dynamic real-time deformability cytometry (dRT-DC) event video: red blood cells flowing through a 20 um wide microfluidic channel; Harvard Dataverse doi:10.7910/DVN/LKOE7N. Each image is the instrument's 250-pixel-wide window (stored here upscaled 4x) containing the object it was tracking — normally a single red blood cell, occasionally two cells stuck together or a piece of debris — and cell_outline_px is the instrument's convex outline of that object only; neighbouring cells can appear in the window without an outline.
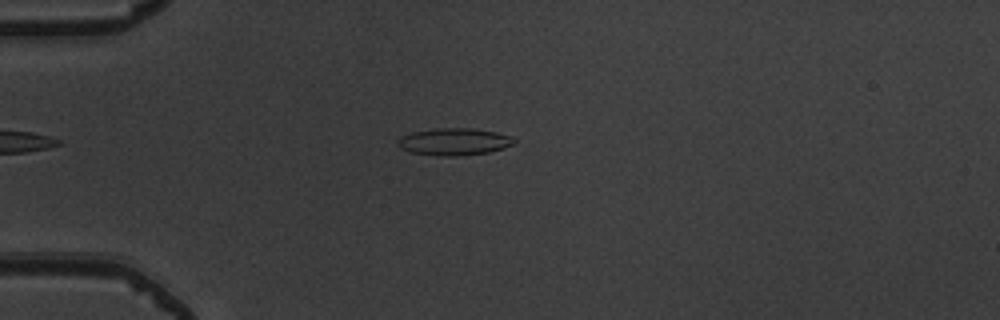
{"species": "common noctule bat (a hibernating species)", "species_latin": "Nyctalus noctula", "temperature_condition": "warm", "stored_images_in_passage": 52, "camera_frame_rate_fps": 3000, "um_per_image_px": 0.085, "animal": {"sex": "male", "body_mass_g": 19.5, "forearm_length_mm": 54.6}, "frame": {"image": 1, "passage_image": 15, "time_ms": 4.667, "image_size_px": [1000, 320], "cell_outline_px": [[516, 140], [512, 144], [504, 148], [488, 152], [456, 156], [436, 156], [412, 152], [400, 148], [400, 136], [412, 132], [436, 128], [472, 128], [496, 132], [512, 136]], "centroid_in_image_um": [38.62, 12.04], "position_along_channel_um": 46.4, "area_um2": 18.26}}
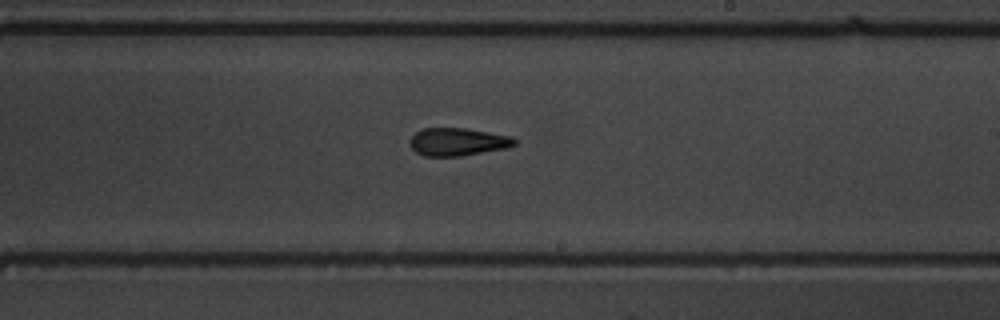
{"frame": {"image": 2, "passage_image": 32, "time_ms": 10.333, "image_size_px": [1000, 320], "cell_outline_px": [[516, 144], [504, 148], [460, 156], [424, 156], [416, 152], [412, 148], [412, 136], [420, 128], [464, 128], [512, 136], [516, 140]], "centroid_in_image_um": [38.9, 12.05], "position_along_channel_um": 250.1, "area_um2": 16.7}}
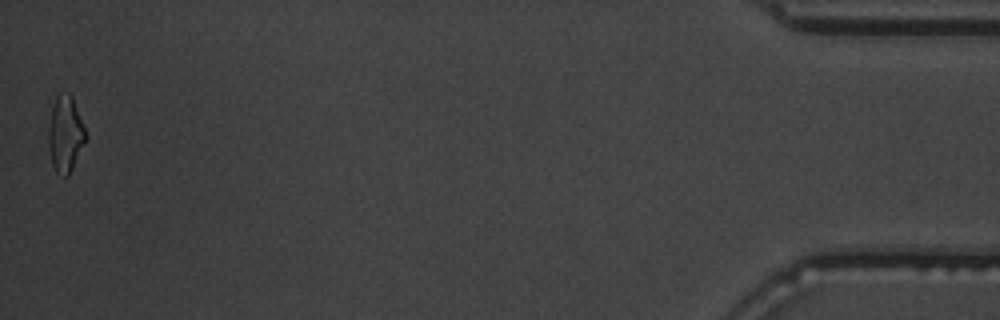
{"frame": {"image": 3, "passage_image": 52, "time_ms": 17.0, "image_size_px": [1000, 320], "cell_outline_px": [[84, 140], [72, 168], [68, 176], [64, 176], [56, 172], [52, 164], [48, 144], [48, 128], [52, 108], [56, 96], [60, 92], [68, 92], [72, 96], [84, 128]], "centroid_in_image_um": [5.51, 11.36], "position_along_channel_um": 429.7, "area_um2": 15.95}, "authors_computed_cell_mechanics": {"area_um2": 17.1666, "velocity_mm_per_s": 4.0028, "shape_relaxation_time_tau1_ms": 10.4175, "shape_relaxation_time_tau2_ms": 2.9575, "deformation_change_tau1": 0.2558, "deformation_change_tau2": 0.1245}}